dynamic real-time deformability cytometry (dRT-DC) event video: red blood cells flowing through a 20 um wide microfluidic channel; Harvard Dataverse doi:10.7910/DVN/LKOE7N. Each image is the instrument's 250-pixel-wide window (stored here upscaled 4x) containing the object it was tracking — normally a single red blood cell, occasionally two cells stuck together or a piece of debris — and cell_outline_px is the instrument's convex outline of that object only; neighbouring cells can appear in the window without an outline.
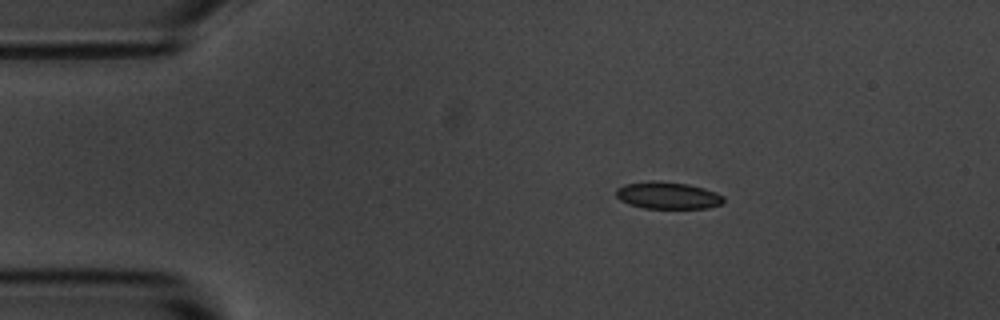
{"species": "common noctule bat (a hibernating species)", "species_latin": "Nyctalus noctula", "temperature_condition": "room temperature", "stored_images_in_passage": 4, "camera_frame_rate_fps": 3000, "um_per_image_px": 0.085, "animal": {"sex": "male", "body_mass_g": 20.1, "forearm_length_mm": 53.5}, "frame": {"image": 1, "passage_image": 1, "time_ms": 0.0, "image_size_px": [1000, 320], "cell_outline_px": [[724, 200], [720, 204], [708, 208], [644, 208], [628, 204], [620, 200], [616, 196], [616, 188], [624, 184], [652, 180], [656, 180], [688, 184], [704, 188], [716, 192], [724, 196]], "centroid_in_image_um": [56.74, 16.6], "position_along_channel_um": 28.3, "area_um2": 17.05}}
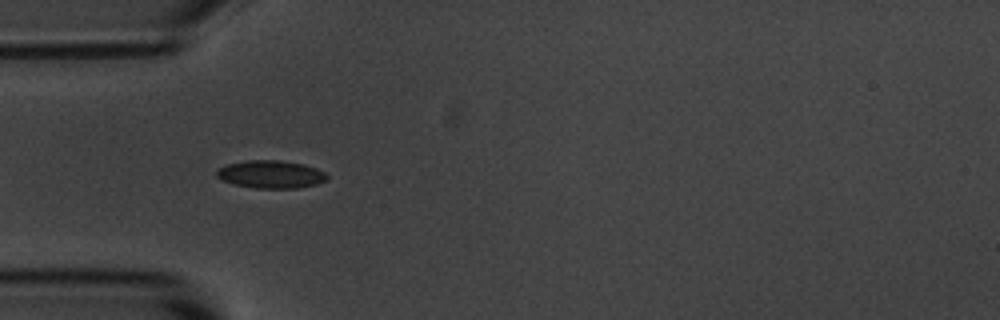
{"frame": {"image": 2, "passage_image": 3, "time_ms": 2.333, "image_size_px": [1000, 320], "cell_outline_px": [[328, 180], [316, 184], [296, 188], [256, 188], [236, 184], [224, 180], [216, 176], [216, 172], [220, 168], [228, 164], [248, 160], [280, 160], [304, 164], [316, 168], [324, 172], [328, 176]], "centroid_in_image_um": [23.07, 14.81], "position_along_channel_um": 61.9, "area_um2": 17.69}}